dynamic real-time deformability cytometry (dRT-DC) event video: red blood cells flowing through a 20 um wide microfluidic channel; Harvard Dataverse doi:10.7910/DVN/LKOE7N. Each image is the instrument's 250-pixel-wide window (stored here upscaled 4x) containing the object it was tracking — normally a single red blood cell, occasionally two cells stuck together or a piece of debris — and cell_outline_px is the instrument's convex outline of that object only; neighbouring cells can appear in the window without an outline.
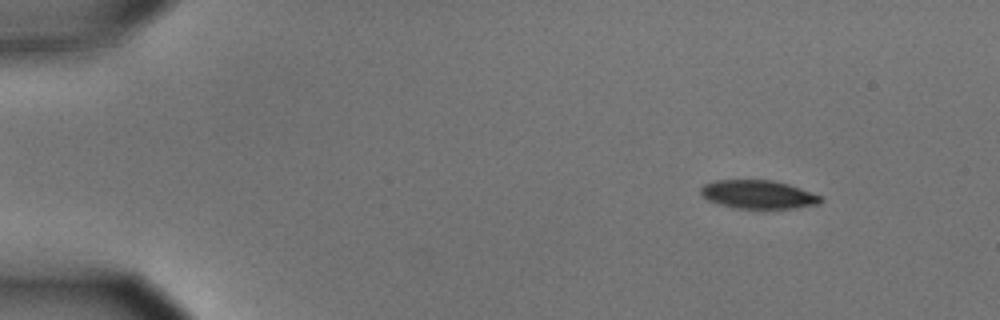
{"species": "common noctule bat (a hibernating species)", "species_latin": "Nyctalus noctula", "temperature_condition": "cold", "stored_images_in_passage": 56, "camera_frame_rate_fps": 3000, "um_per_image_px": 0.085, "animal": {"sex": "male", "body_mass_g": 15.6}, "frame": {"image": 1, "passage_image": 6, "time_ms": 1.667, "image_size_px": [1000, 320], "cell_outline_px": [[824, 200], [820, 204], [796, 208], [736, 208], [720, 204], [708, 200], [700, 192], [700, 188], [704, 184], [716, 180], [772, 180], [788, 184], [800, 188], [820, 196]], "centroid_in_image_um": [64.46, 16.53], "position_along_channel_um": 20.5, "area_um2": 19.77}}
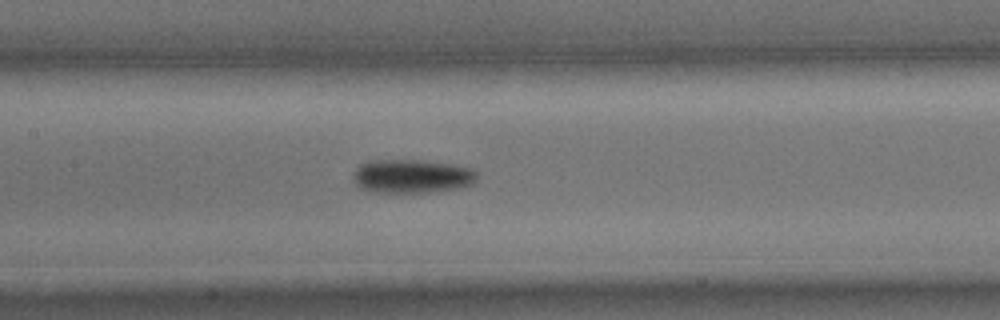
{"frame": {"image": 2, "passage_image": 27, "time_ms": 8.667, "image_size_px": [1000, 320], "cell_outline_px": [[476, 176], [472, 184], [456, 188], [428, 192], [368, 192], [360, 188], [356, 184], [352, 176], [356, 168], [360, 164], [376, 160], [416, 160], [448, 164], [472, 168], [476, 172]], "centroid_in_image_um": [34.95, 14.98], "position_along_channel_um": 172.5, "area_um2": 24.04}}
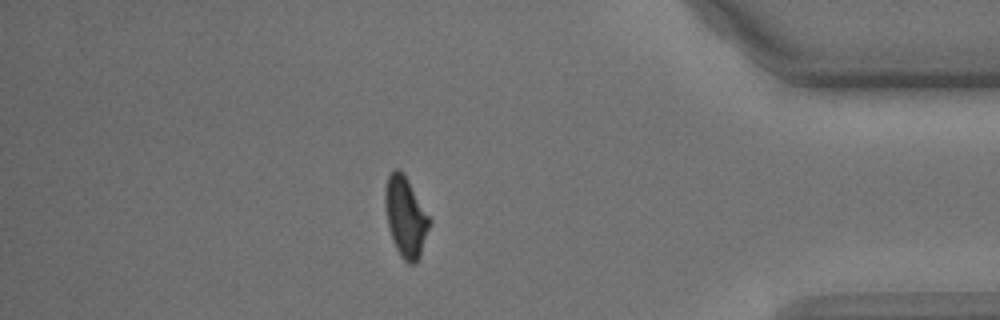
{"frame": {"image": 3, "passage_image": 49, "time_ms": 16.0, "image_size_px": [1000, 320], "cell_outline_px": [[432, 220], [420, 256], [416, 264], [408, 264], [400, 256], [396, 248], [388, 224], [384, 204], [384, 192], [388, 176], [396, 168], [400, 168], [404, 172]], "centroid_in_image_um": [34.49, 18.42], "position_along_channel_um": 400.7, "area_um2": 20.87}, "authors_computed_cell_mechanics": {"area_um2": 21.5883, "velocity_mm_per_s": 3.5464, "shape_relaxation_time_tau1_ms": 2.5584, "shape_relaxation_time_tau2_ms": null, "deformation_change_tau1": 0.1097, "deformation_change_tau2": null}}